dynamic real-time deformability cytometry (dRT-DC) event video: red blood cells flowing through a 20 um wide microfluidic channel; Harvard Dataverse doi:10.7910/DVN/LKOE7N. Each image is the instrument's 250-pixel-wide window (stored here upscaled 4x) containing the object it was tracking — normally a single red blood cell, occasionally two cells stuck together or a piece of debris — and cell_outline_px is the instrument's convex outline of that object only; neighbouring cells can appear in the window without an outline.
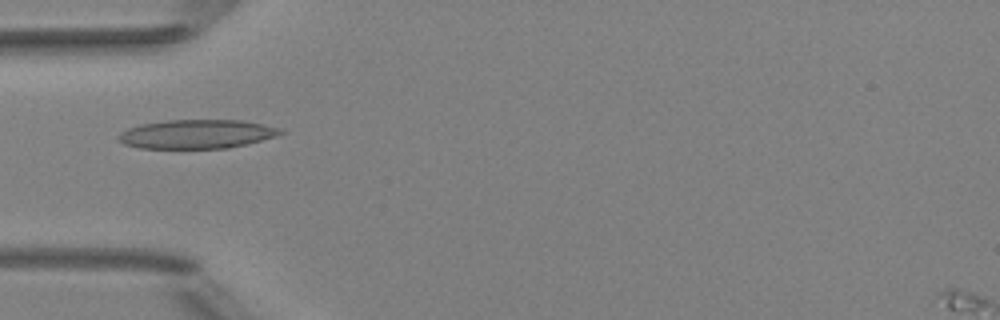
{"species": "Egyptian fruit bat (a non-hibernating species)", "species_latin": "Rousettus aegyptiacus", "temperature_condition": "room temperature", "stored_images_in_passage": 5, "camera_frame_rate_fps": 3000, "um_per_image_px": 0.085, "animal": {"sex": "female"}, "frame": {"image": 1, "passage_image": 5, "time_ms": 4.333, "image_size_px": [1000, 320], "cell_outline_px": [[284, 132], [276, 136], [248, 144], [228, 148], [140, 148], [124, 144], [116, 136], [120, 132], [128, 128], [140, 124], [168, 120], [240, 120], [280, 128]], "centroid_in_image_um": [16.7, 11.4], "position_along_channel_um": 68.3, "area_um2": 27.22}}